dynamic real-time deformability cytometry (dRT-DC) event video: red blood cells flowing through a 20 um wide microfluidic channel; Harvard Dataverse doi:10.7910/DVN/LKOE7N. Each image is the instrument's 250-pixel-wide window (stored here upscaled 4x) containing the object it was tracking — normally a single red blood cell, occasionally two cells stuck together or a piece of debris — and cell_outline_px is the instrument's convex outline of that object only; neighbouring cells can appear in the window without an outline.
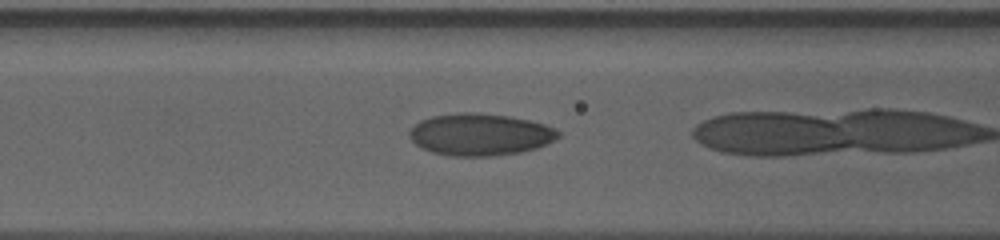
{"species": "human", "species_latin": "Homo sapiens", "temperature_condition": "cold", "stored_images_in_passage": 29, "camera_frame_rate_fps": 3000, "um_per_image_px": 0.085, "donor": {"sex": "male"}, "frame": {"image": 1, "passage_image": 8, "time_ms": 2.333, "image_size_px": [1000, 240], "cell_outline_px": [[560, 136], [536, 148], [520, 152], [492, 156], [448, 156], [432, 152], [420, 148], [408, 136], [408, 132], [420, 120], [432, 116], [460, 112], [476, 112], [508, 116], [528, 120], [544, 124], [556, 128], [560, 132]], "centroid_in_image_um": [40.77, 11.43], "position_along_channel_um": 125.8, "area_um2": 36.47}}
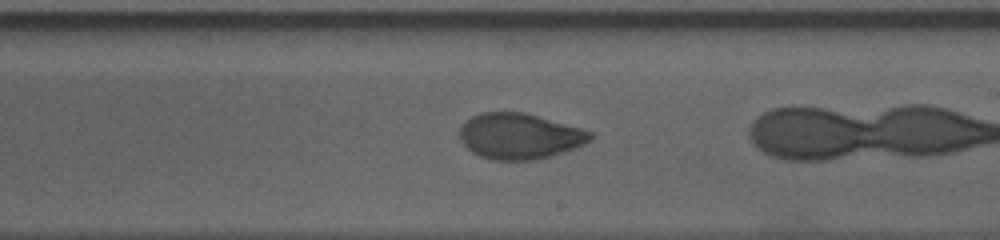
{"frame": {"image": 2, "passage_image": 18, "time_ms": 5.667, "image_size_px": [1000, 240], "cell_outline_px": [[592, 140], [576, 148], [564, 152], [536, 160], [492, 160], [480, 156], [472, 152], [460, 140], [460, 128], [472, 116], [480, 112], [524, 112], [540, 116], [580, 128], [592, 132]], "centroid_in_image_um": [44.18, 11.57], "position_along_channel_um": 244.8, "area_um2": 34.85}}
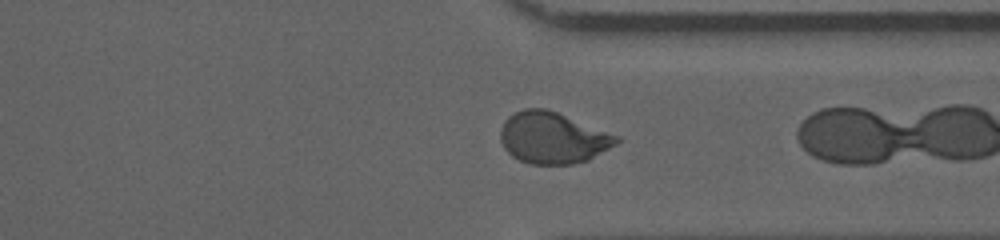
{"frame": {"image": 3, "passage_image": 28, "time_ms": 9.0, "image_size_px": [1000, 240], "cell_outline_px": [[620, 140], [616, 144], [588, 160], [572, 164], [528, 164], [512, 156], [504, 148], [500, 140], [500, 128], [504, 120], [508, 116], [524, 108], [544, 108], [556, 112], [620, 136]], "centroid_in_image_um": [46.96, 11.72], "position_along_channel_um": 364.4, "area_um2": 34.74}}